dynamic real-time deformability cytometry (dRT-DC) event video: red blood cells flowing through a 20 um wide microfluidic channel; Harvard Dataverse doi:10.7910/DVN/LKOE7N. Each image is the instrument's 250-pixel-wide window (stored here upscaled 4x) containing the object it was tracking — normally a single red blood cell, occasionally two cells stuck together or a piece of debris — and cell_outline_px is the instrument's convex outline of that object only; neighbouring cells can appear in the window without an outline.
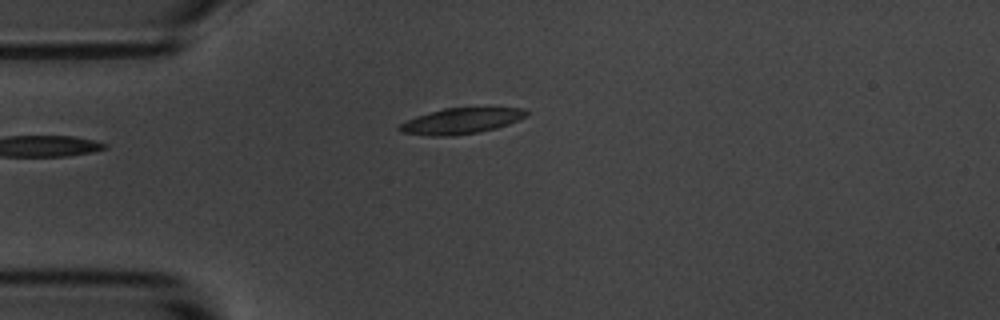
{"species": "common noctule bat (a hibernating species)", "species_latin": "Nyctalus noctula", "temperature_condition": "room temperature", "stored_images_in_passage": 5, "camera_frame_rate_fps": 3000, "um_per_image_px": 0.085, "animal": {"sex": "male", "body_mass_g": 20.1, "forearm_length_mm": 53.5}, "frame": {"image": 1, "passage_image": 5, "time_ms": 4.667, "image_size_px": [1000, 320], "cell_outline_px": [[528, 112], [524, 116], [508, 124], [496, 128], [480, 132], [452, 136], [428, 136], [400, 132], [396, 128], [400, 124], [416, 116], [428, 112], [444, 108], [488, 104], [524, 108]], "centroid_in_image_um": [39.24, 10.22], "position_along_channel_um": 45.8, "area_um2": 20.11}}